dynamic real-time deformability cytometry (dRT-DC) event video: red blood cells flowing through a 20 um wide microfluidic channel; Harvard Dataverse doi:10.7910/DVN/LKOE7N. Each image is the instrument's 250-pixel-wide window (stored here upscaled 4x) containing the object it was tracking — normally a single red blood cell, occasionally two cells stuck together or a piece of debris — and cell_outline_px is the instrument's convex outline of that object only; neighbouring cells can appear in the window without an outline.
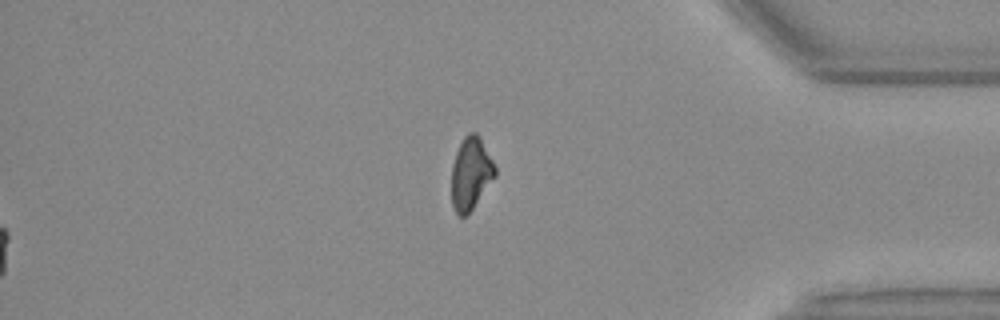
{"species": "Egyptian fruit bat (a non-hibernating species)", "species_latin": "Rousettus aegyptiacus", "temperature_condition": "warm", "stored_images_in_passage": 46, "segment_of_instrument_passage": [2, 2], "camera_frame_rate_fps": 3000, "um_per_image_px": 0.085, "animal": {"sex": "female"}, "frame": {"image": 1, "passage_image": 46, "time_ms": 15.0, "image_size_px": [1000, 320], "cell_outline_px": [[496, 176], [472, 208], [464, 216], [460, 216], [452, 208], [452, 164], [456, 152], [464, 136], [468, 132], [476, 132], [480, 136], [496, 168]], "centroid_in_image_um": [40.02, 14.72], "position_along_channel_um": 395.2, "area_um2": 18.21}}